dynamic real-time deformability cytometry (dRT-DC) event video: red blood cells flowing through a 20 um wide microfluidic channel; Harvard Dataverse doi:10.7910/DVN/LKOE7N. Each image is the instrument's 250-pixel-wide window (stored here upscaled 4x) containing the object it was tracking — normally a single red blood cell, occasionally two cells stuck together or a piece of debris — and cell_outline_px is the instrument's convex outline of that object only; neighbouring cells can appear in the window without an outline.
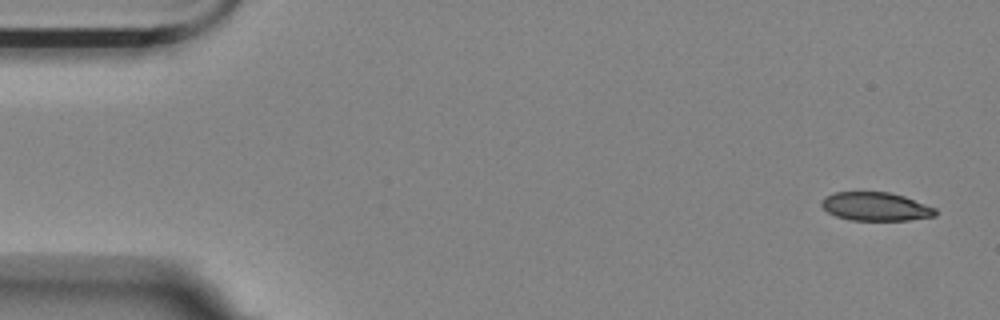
{"species": "Egyptian fruit bat (a non-hibernating species)", "species_latin": "Rousettus aegyptiacus", "temperature_condition": "room temperature", "stored_images_in_passage": 14, "camera_frame_rate_fps": 3000, "um_per_image_px": 0.085, "animal": {"sex": "female"}, "frame": {"image": 1, "passage_image": 1, "time_ms": 0.0, "image_size_px": [1000, 320], "cell_outline_px": [[936, 216], [908, 220], [852, 220], [836, 216], [828, 212], [820, 204], [820, 200], [824, 196], [836, 192], [888, 192], [904, 196], [936, 208]], "centroid_in_image_um": [74.41, 17.55], "position_along_channel_um": 10.6, "area_um2": 18.9}}
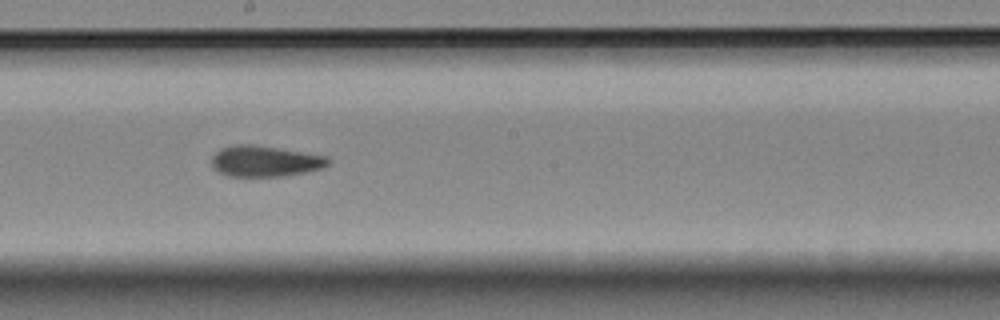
{"frame": {"image": 2, "passage_image": 8, "time_ms": 2.333, "image_size_px": [1000, 320], "cell_outline_px": [[332, 160], [324, 168], [284, 176], [228, 176], [220, 172], [212, 164], [212, 156], [220, 148], [232, 144], [252, 144], [328, 156]], "centroid_in_image_um": [22.54, 13.69], "position_along_channel_um": 225.7, "area_um2": 20.98}}
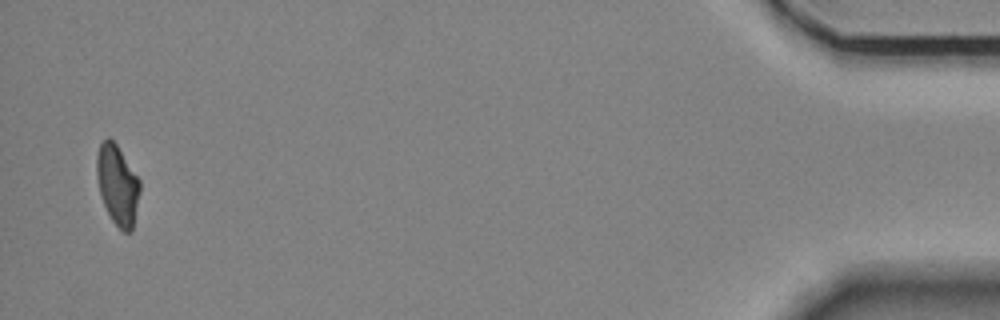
{"frame": {"image": 3, "passage_image": 14, "time_ms": 4.333, "image_size_px": [1000, 320], "cell_outline_px": [[140, 192], [132, 232], [124, 232], [112, 220], [100, 196], [96, 176], [96, 156], [100, 144], [108, 136], [116, 144], [140, 180]], "centroid_in_image_um": [9.98, 15.71], "position_along_channel_um": 425.2, "area_um2": 20.06}}